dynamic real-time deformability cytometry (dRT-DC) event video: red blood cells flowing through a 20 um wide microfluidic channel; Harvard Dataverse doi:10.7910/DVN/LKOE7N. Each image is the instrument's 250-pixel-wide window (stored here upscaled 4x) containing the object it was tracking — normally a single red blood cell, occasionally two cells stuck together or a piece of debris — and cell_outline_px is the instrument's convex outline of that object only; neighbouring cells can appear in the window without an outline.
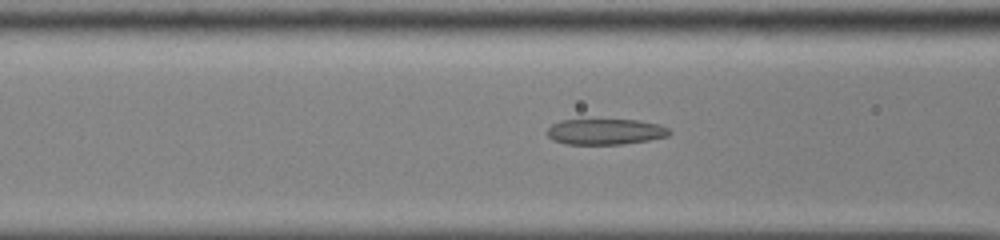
{"species": "common noctule bat (a hibernating species)", "species_latin": "Nyctalus noctula", "temperature_condition": "cold", "stored_images_in_passage": 55, "camera_frame_rate_fps": 3000, "um_per_image_px": 0.085, "animal": {"sex": "male", "body_mass_g": 13.0, "forearm_length_mm": 53.1}, "frame": {"image": 1, "passage_image": 24, "time_ms": 7.667, "image_size_px": [1000, 240], "cell_outline_px": [[672, 132], [668, 136], [648, 140], [624, 144], [568, 144], [552, 140], [548, 136], [548, 128], [552, 124], [560, 120], [636, 120], [660, 124], [668, 128]], "centroid_in_image_um": [51.47, 11.19], "position_along_channel_um": 115.1, "area_um2": 18.32}}
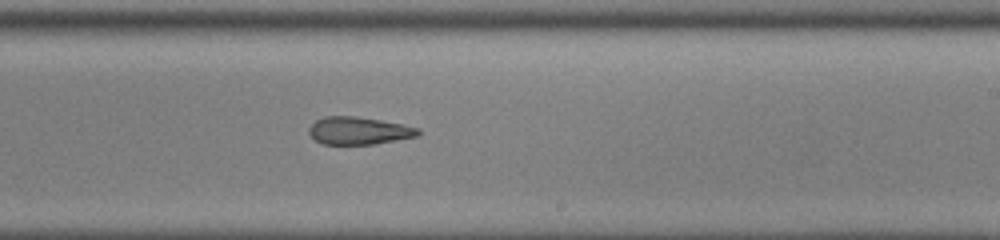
{"frame": {"image": 2, "passage_image": 35, "time_ms": 11.333, "image_size_px": [1000, 240], "cell_outline_px": [[420, 136], [372, 144], [324, 144], [316, 140], [308, 132], [308, 128], [316, 120], [324, 116], [356, 116], [404, 124], [420, 128]], "centroid_in_image_um": [30.53, 11.1], "position_along_channel_um": 258.5, "area_um2": 17.57}}
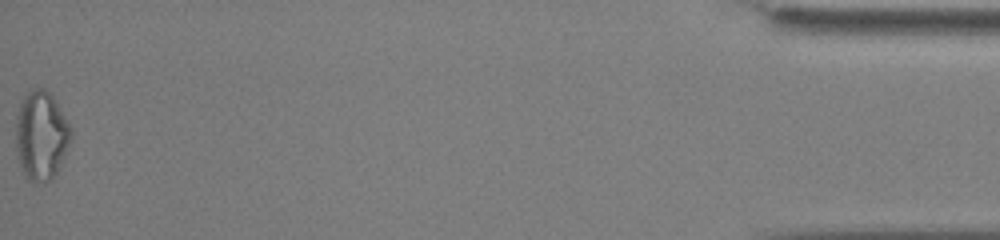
{"frame": {"image": 3, "passage_image": 55, "time_ms": 18.0, "image_size_px": [1000, 240], "cell_outline_px": [[72, 136], [60, 164], [52, 180], [36, 184], [32, 184], [24, 176], [16, 152], [16, 116], [20, 104], [24, 96], [32, 88], [44, 88], [52, 96], [72, 128]], "centroid_in_image_um": [3.48, 11.55], "position_along_channel_um": 431.7, "area_um2": 28.67}, "authors_computed_cell_mechanics": {"area_um2": 21.097, "velocity_mm_per_s": 3.9174, "shape_relaxation_time_tau1_ms": null, "shape_relaxation_time_tau2_ms": 5.4146, "deformation_change_tau1": null, "deformation_change_tau2": 0.1685}}